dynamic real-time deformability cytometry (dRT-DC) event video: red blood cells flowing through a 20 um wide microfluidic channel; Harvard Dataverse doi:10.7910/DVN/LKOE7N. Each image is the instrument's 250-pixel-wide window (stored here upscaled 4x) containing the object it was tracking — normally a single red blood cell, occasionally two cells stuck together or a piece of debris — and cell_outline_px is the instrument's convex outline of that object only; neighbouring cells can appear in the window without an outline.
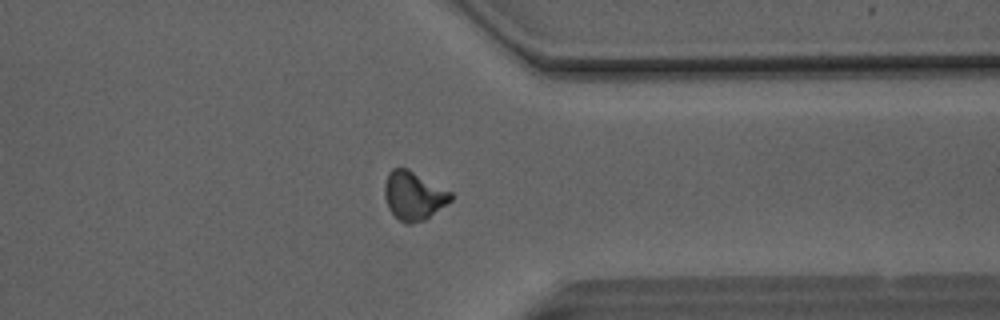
{"species": "Egyptian fruit bat (a non-hibernating species)", "species_latin": "Rousettus aegyptiacus", "temperature_condition": "room temperature", "stored_images_in_passage": 50, "camera_frame_rate_fps": 3000, "um_per_image_px": 0.085, "animal": {"sex": "male"}, "frame": {"image": 1, "passage_image": 39, "time_ms": 12.667, "image_size_px": [1000, 320], "cell_outline_px": [[452, 200], [424, 220], [412, 224], [408, 224], [400, 220], [388, 208], [384, 196], [384, 184], [388, 172], [392, 168], [408, 168], [452, 192]], "centroid_in_image_um": [35.14, 16.62], "position_along_channel_um": 376.3, "area_um2": 18.73}}
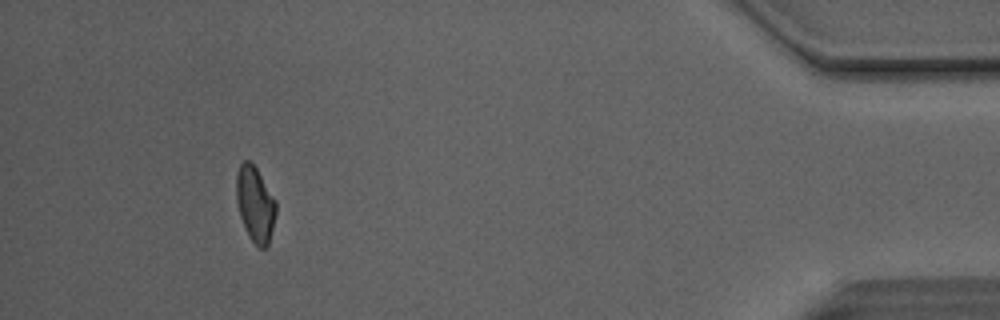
{"frame": {"image": 2, "passage_image": 46, "time_ms": 15.0, "image_size_px": [1000, 320], "cell_outline_px": [[276, 212], [268, 244], [264, 248], [260, 248], [248, 236], [240, 216], [236, 200], [236, 172], [240, 164], [244, 160], [252, 160], [276, 200]], "centroid_in_image_um": [21.67, 17.29], "position_along_channel_um": 413.5, "area_um2": 17.51}, "authors_computed_cell_mechanics": {"area_um2": 18.496, "velocity_mm_per_s": 4.1483, "shape_relaxation_time_tau1_ms": 6.9936, "shape_relaxation_time_tau2_ms": 2.9432, "deformation_change_tau1": 0.1724, "deformation_change_tau2": 0.0899}}